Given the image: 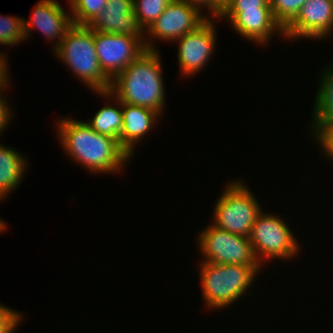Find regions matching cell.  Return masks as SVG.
Here are the masks:
<instances>
[{
	"instance_id": "f1b7e54d",
	"label": "cell",
	"mask_w": 333,
	"mask_h": 333,
	"mask_svg": "<svg viewBox=\"0 0 333 333\" xmlns=\"http://www.w3.org/2000/svg\"><path fill=\"white\" fill-rule=\"evenodd\" d=\"M6 224L2 220H0V233L5 230Z\"/></svg>"
},
{
	"instance_id": "5bb4252c",
	"label": "cell",
	"mask_w": 333,
	"mask_h": 333,
	"mask_svg": "<svg viewBox=\"0 0 333 333\" xmlns=\"http://www.w3.org/2000/svg\"><path fill=\"white\" fill-rule=\"evenodd\" d=\"M33 11L31 19L23 21L25 38L27 39L29 33H31V27L35 26L47 39L59 38V41L55 44V49L74 25L72 14H67L58 1L55 0H41Z\"/></svg>"
},
{
	"instance_id": "44dd1931",
	"label": "cell",
	"mask_w": 333,
	"mask_h": 333,
	"mask_svg": "<svg viewBox=\"0 0 333 333\" xmlns=\"http://www.w3.org/2000/svg\"><path fill=\"white\" fill-rule=\"evenodd\" d=\"M308 0H270V7L276 22L284 30L298 15Z\"/></svg>"
},
{
	"instance_id": "f546056e",
	"label": "cell",
	"mask_w": 333,
	"mask_h": 333,
	"mask_svg": "<svg viewBox=\"0 0 333 333\" xmlns=\"http://www.w3.org/2000/svg\"><path fill=\"white\" fill-rule=\"evenodd\" d=\"M223 4H225L227 2V0H220Z\"/></svg>"
},
{
	"instance_id": "484cf974",
	"label": "cell",
	"mask_w": 333,
	"mask_h": 333,
	"mask_svg": "<svg viewBox=\"0 0 333 333\" xmlns=\"http://www.w3.org/2000/svg\"><path fill=\"white\" fill-rule=\"evenodd\" d=\"M197 8L199 11L202 6L208 8L212 16L219 17L223 11L224 4L220 0H180Z\"/></svg>"
},
{
	"instance_id": "ffe728a7",
	"label": "cell",
	"mask_w": 333,
	"mask_h": 333,
	"mask_svg": "<svg viewBox=\"0 0 333 333\" xmlns=\"http://www.w3.org/2000/svg\"><path fill=\"white\" fill-rule=\"evenodd\" d=\"M75 25H89L104 10L107 0H69Z\"/></svg>"
},
{
	"instance_id": "7a4b0ae2",
	"label": "cell",
	"mask_w": 333,
	"mask_h": 333,
	"mask_svg": "<svg viewBox=\"0 0 333 333\" xmlns=\"http://www.w3.org/2000/svg\"><path fill=\"white\" fill-rule=\"evenodd\" d=\"M159 57L158 51L147 49L111 81L109 91L98 93L108 98L115 95L121 103L144 106L161 114L165 92Z\"/></svg>"
},
{
	"instance_id": "277c9868",
	"label": "cell",
	"mask_w": 333,
	"mask_h": 333,
	"mask_svg": "<svg viewBox=\"0 0 333 333\" xmlns=\"http://www.w3.org/2000/svg\"><path fill=\"white\" fill-rule=\"evenodd\" d=\"M202 295L208 307L223 308L235 302L251 286L260 266L200 264Z\"/></svg>"
},
{
	"instance_id": "d4e9b609",
	"label": "cell",
	"mask_w": 333,
	"mask_h": 333,
	"mask_svg": "<svg viewBox=\"0 0 333 333\" xmlns=\"http://www.w3.org/2000/svg\"><path fill=\"white\" fill-rule=\"evenodd\" d=\"M327 156L333 158V122L326 123L315 135Z\"/></svg>"
},
{
	"instance_id": "83f0119b",
	"label": "cell",
	"mask_w": 333,
	"mask_h": 333,
	"mask_svg": "<svg viewBox=\"0 0 333 333\" xmlns=\"http://www.w3.org/2000/svg\"><path fill=\"white\" fill-rule=\"evenodd\" d=\"M5 56L3 54H0V90L4 91V88L8 86L9 80H8V68H6V60Z\"/></svg>"
},
{
	"instance_id": "6da1fadb",
	"label": "cell",
	"mask_w": 333,
	"mask_h": 333,
	"mask_svg": "<svg viewBox=\"0 0 333 333\" xmlns=\"http://www.w3.org/2000/svg\"><path fill=\"white\" fill-rule=\"evenodd\" d=\"M58 123L59 139L66 153L92 172H120L130 159L116 139L95 132L86 122L69 118Z\"/></svg>"
},
{
	"instance_id": "9c48e42d",
	"label": "cell",
	"mask_w": 333,
	"mask_h": 333,
	"mask_svg": "<svg viewBox=\"0 0 333 333\" xmlns=\"http://www.w3.org/2000/svg\"><path fill=\"white\" fill-rule=\"evenodd\" d=\"M210 16H203L197 8L180 0H172L164 12L145 32L152 38L178 40L186 33L195 31Z\"/></svg>"
},
{
	"instance_id": "3957f363",
	"label": "cell",
	"mask_w": 333,
	"mask_h": 333,
	"mask_svg": "<svg viewBox=\"0 0 333 333\" xmlns=\"http://www.w3.org/2000/svg\"><path fill=\"white\" fill-rule=\"evenodd\" d=\"M74 74L93 91L111 88V80L100 68L94 41V31L88 25H73L62 42L53 49Z\"/></svg>"
},
{
	"instance_id": "5b68a950",
	"label": "cell",
	"mask_w": 333,
	"mask_h": 333,
	"mask_svg": "<svg viewBox=\"0 0 333 333\" xmlns=\"http://www.w3.org/2000/svg\"><path fill=\"white\" fill-rule=\"evenodd\" d=\"M213 225L230 233L249 237L261 207L242 181H234L215 204Z\"/></svg>"
},
{
	"instance_id": "52a82bcc",
	"label": "cell",
	"mask_w": 333,
	"mask_h": 333,
	"mask_svg": "<svg viewBox=\"0 0 333 333\" xmlns=\"http://www.w3.org/2000/svg\"><path fill=\"white\" fill-rule=\"evenodd\" d=\"M207 228L198 236L199 247L205 256L203 262L261 266L255 258L249 237L221 230L213 224Z\"/></svg>"
},
{
	"instance_id": "7c38bea8",
	"label": "cell",
	"mask_w": 333,
	"mask_h": 333,
	"mask_svg": "<svg viewBox=\"0 0 333 333\" xmlns=\"http://www.w3.org/2000/svg\"><path fill=\"white\" fill-rule=\"evenodd\" d=\"M333 29V0H308L284 29L286 38H325Z\"/></svg>"
},
{
	"instance_id": "4fadbf2b",
	"label": "cell",
	"mask_w": 333,
	"mask_h": 333,
	"mask_svg": "<svg viewBox=\"0 0 333 333\" xmlns=\"http://www.w3.org/2000/svg\"><path fill=\"white\" fill-rule=\"evenodd\" d=\"M219 17L228 18L240 35L260 44L268 43L270 36L277 30L284 35V30L274 19L271 9L222 11Z\"/></svg>"
},
{
	"instance_id": "ac0fdd59",
	"label": "cell",
	"mask_w": 333,
	"mask_h": 333,
	"mask_svg": "<svg viewBox=\"0 0 333 333\" xmlns=\"http://www.w3.org/2000/svg\"><path fill=\"white\" fill-rule=\"evenodd\" d=\"M95 132L116 139L120 145V134L122 131V108L107 105L95 114L94 118L86 122Z\"/></svg>"
},
{
	"instance_id": "d6986e66",
	"label": "cell",
	"mask_w": 333,
	"mask_h": 333,
	"mask_svg": "<svg viewBox=\"0 0 333 333\" xmlns=\"http://www.w3.org/2000/svg\"><path fill=\"white\" fill-rule=\"evenodd\" d=\"M172 0H133V11L145 32L164 12Z\"/></svg>"
},
{
	"instance_id": "e0dca14e",
	"label": "cell",
	"mask_w": 333,
	"mask_h": 333,
	"mask_svg": "<svg viewBox=\"0 0 333 333\" xmlns=\"http://www.w3.org/2000/svg\"><path fill=\"white\" fill-rule=\"evenodd\" d=\"M323 72L313 110V133L315 134L326 124L333 122V68ZM315 122V123H314Z\"/></svg>"
},
{
	"instance_id": "8fae6325",
	"label": "cell",
	"mask_w": 333,
	"mask_h": 333,
	"mask_svg": "<svg viewBox=\"0 0 333 333\" xmlns=\"http://www.w3.org/2000/svg\"><path fill=\"white\" fill-rule=\"evenodd\" d=\"M213 22L208 18L195 31L186 33L178 39V61L183 74L197 73L212 56L216 40Z\"/></svg>"
},
{
	"instance_id": "8992f818",
	"label": "cell",
	"mask_w": 333,
	"mask_h": 333,
	"mask_svg": "<svg viewBox=\"0 0 333 333\" xmlns=\"http://www.w3.org/2000/svg\"><path fill=\"white\" fill-rule=\"evenodd\" d=\"M256 260L261 258H292L297 253L298 245L289 227L278 216L263 214L261 211L249 236Z\"/></svg>"
},
{
	"instance_id": "cb8c5ba5",
	"label": "cell",
	"mask_w": 333,
	"mask_h": 333,
	"mask_svg": "<svg viewBox=\"0 0 333 333\" xmlns=\"http://www.w3.org/2000/svg\"><path fill=\"white\" fill-rule=\"evenodd\" d=\"M19 313L0 305V333H13L18 327L20 319H22Z\"/></svg>"
},
{
	"instance_id": "4316f807",
	"label": "cell",
	"mask_w": 333,
	"mask_h": 333,
	"mask_svg": "<svg viewBox=\"0 0 333 333\" xmlns=\"http://www.w3.org/2000/svg\"><path fill=\"white\" fill-rule=\"evenodd\" d=\"M3 99L4 98H2L0 94V132L4 130L3 128L8 124L11 116L9 106L6 105V102Z\"/></svg>"
},
{
	"instance_id": "ba28073f",
	"label": "cell",
	"mask_w": 333,
	"mask_h": 333,
	"mask_svg": "<svg viewBox=\"0 0 333 333\" xmlns=\"http://www.w3.org/2000/svg\"><path fill=\"white\" fill-rule=\"evenodd\" d=\"M94 41L100 68L111 81L147 50L129 35L94 31Z\"/></svg>"
},
{
	"instance_id": "30bf717a",
	"label": "cell",
	"mask_w": 333,
	"mask_h": 333,
	"mask_svg": "<svg viewBox=\"0 0 333 333\" xmlns=\"http://www.w3.org/2000/svg\"><path fill=\"white\" fill-rule=\"evenodd\" d=\"M133 0H107L104 10L88 25L93 31L129 35L138 38L148 50H155L153 43L142 36L145 30L140 26L133 11Z\"/></svg>"
},
{
	"instance_id": "9a60e30c",
	"label": "cell",
	"mask_w": 333,
	"mask_h": 333,
	"mask_svg": "<svg viewBox=\"0 0 333 333\" xmlns=\"http://www.w3.org/2000/svg\"><path fill=\"white\" fill-rule=\"evenodd\" d=\"M115 100L117 105H121L123 116L120 146L131 157L135 144L151 129L160 114L144 106L121 103L117 98Z\"/></svg>"
},
{
	"instance_id": "7402d4cb",
	"label": "cell",
	"mask_w": 333,
	"mask_h": 333,
	"mask_svg": "<svg viewBox=\"0 0 333 333\" xmlns=\"http://www.w3.org/2000/svg\"><path fill=\"white\" fill-rule=\"evenodd\" d=\"M24 19L12 16H0V44L14 45L26 39Z\"/></svg>"
},
{
	"instance_id": "603a6c76",
	"label": "cell",
	"mask_w": 333,
	"mask_h": 333,
	"mask_svg": "<svg viewBox=\"0 0 333 333\" xmlns=\"http://www.w3.org/2000/svg\"><path fill=\"white\" fill-rule=\"evenodd\" d=\"M251 9H271L270 0H227L223 11H245Z\"/></svg>"
},
{
	"instance_id": "2e32d148",
	"label": "cell",
	"mask_w": 333,
	"mask_h": 333,
	"mask_svg": "<svg viewBox=\"0 0 333 333\" xmlns=\"http://www.w3.org/2000/svg\"><path fill=\"white\" fill-rule=\"evenodd\" d=\"M27 163L20 152L0 144V198L17 188Z\"/></svg>"
}]
</instances>
